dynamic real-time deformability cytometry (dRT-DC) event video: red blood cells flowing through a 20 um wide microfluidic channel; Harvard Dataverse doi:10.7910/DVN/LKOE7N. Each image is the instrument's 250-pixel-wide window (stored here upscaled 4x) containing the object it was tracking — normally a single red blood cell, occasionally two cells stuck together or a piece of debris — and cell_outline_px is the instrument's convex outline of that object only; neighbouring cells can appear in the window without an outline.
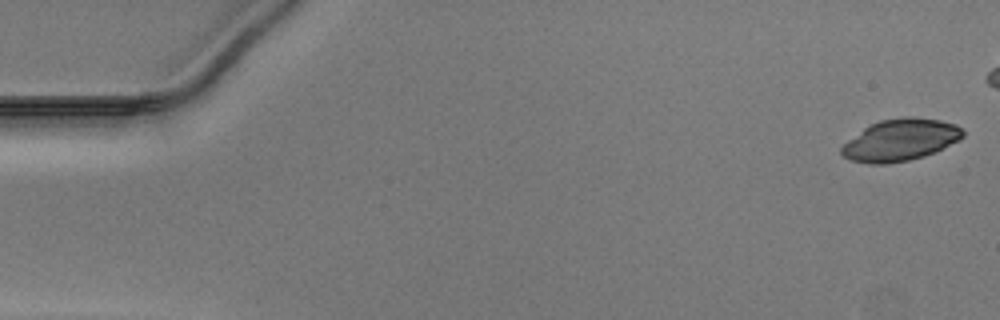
{"species": "Egyptian fruit bat (a non-hibernating species)", "species_latin": "Rousettus aegyptiacus", "temperature_condition": "warm", "stored_images_in_passage": 46, "camera_frame_rate_fps": 3000, "um_per_image_px": 0.085, "animal": {"sex": "male"}, "frame": {"image": 1, "passage_image": 1, "time_ms": 0.0, "image_size_px": [1000, 320], "cell_outline_px": [[964, 136], [924, 156], [908, 160], [884, 164], [868, 164], [852, 160], [844, 156], [840, 152], [840, 148], [848, 140], [864, 128], [880, 120], [904, 116], [912, 116], [940, 120], [956, 124], [964, 132]], "centroid_in_image_um": [76.5, 11.89], "position_along_channel_um": 8.5, "area_um2": 29.13}}
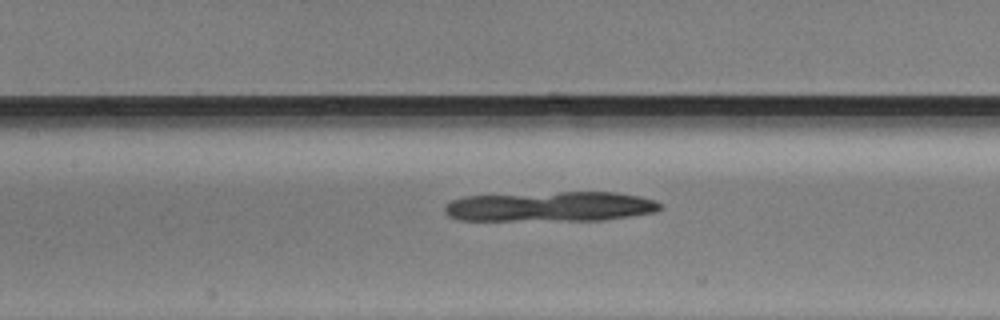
{"frame": {"image": 2, "passage_image": 23, "time_ms": 7.333, "image_size_px": [1000, 320], "cell_outline_px": [[664, 208], [656, 212], [604, 220], [460, 220], [448, 216], [444, 212], [444, 204], [452, 200], [464, 196], [560, 192], [616, 192], [640, 196], [656, 200]], "centroid_in_image_um": [46.81, 17.55], "position_along_channel_um": 160.6, "area_um2": 37.86}}